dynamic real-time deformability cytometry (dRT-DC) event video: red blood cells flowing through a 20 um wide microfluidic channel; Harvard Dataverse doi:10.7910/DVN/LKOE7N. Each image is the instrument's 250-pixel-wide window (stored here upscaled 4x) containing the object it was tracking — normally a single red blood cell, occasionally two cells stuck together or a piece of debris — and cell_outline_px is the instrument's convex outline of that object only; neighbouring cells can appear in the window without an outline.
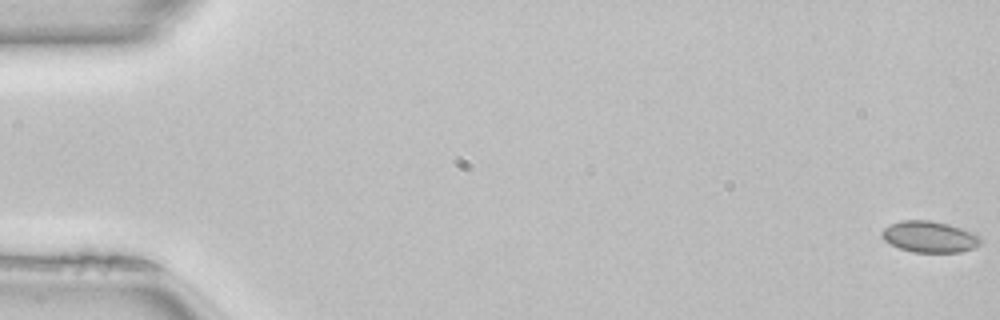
{"species": "common noctule bat (a hibernating species)", "species_latin": "Nyctalus noctula", "temperature_condition": "room temperature", "stored_images_in_passage": 51, "camera_frame_rate_fps": 3000, "um_per_image_px": 0.085, "animal": {"sex": "female", "body_mass_g": 22.7, "forearm_length_mm": 54.2}, "frame": {"image": 1, "passage_image": 1, "time_ms": 0.0, "image_size_px": [1000, 320], "cell_outline_px": [[984, 240], [980, 244], [972, 248], [960, 252], [912, 252], [900, 248], [884, 240], [880, 236], [880, 232], [888, 224], [900, 220], [928, 220], [948, 224], [972, 232], [980, 236]], "centroid_in_image_um": [78.99, 20.12], "position_along_channel_um": 6.0, "area_um2": 18.09}}
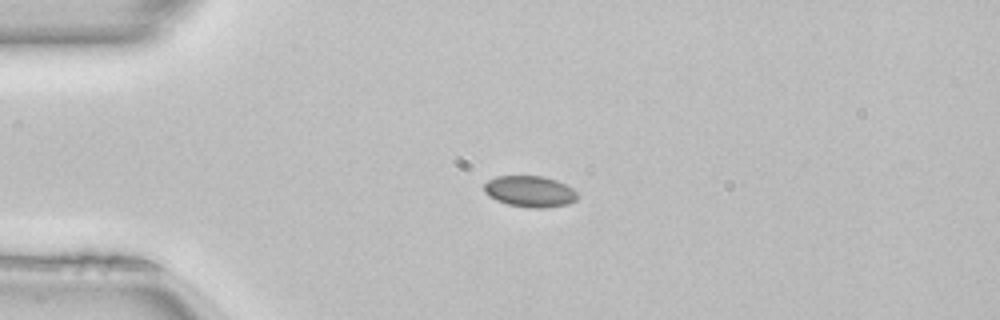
{"frame": {"image": 2, "passage_image": 13, "time_ms": 4.0, "image_size_px": [1000, 320], "cell_outline_px": [[576, 200], [568, 204], [544, 208], [528, 208], [508, 204], [496, 200], [488, 196], [484, 192], [484, 184], [488, 180], [496, 176], [544, 176], [556, 180], [572, 188], [576, 192]], "centroid_in_image_um": [45.01, 16.27], "position_along_channel_um": 40.0, "area_um2": 16.99}}
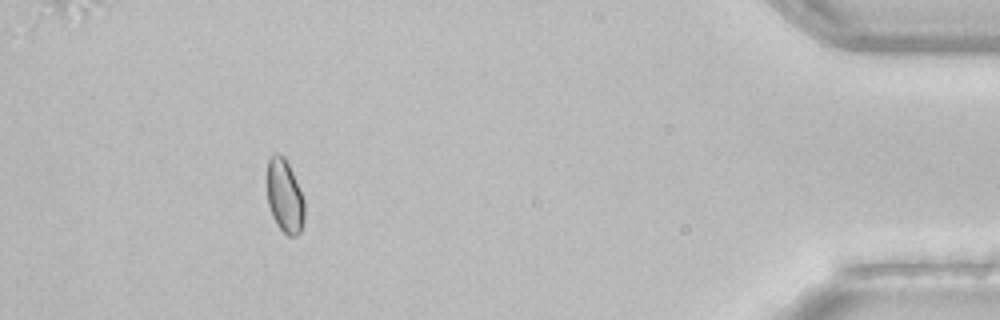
{"frame": {"image": 3, "passage_image": 47, "time_ms": 15.333, "image_size_px": [1000, 320], "cell_outline_px": [[304, 220], [300, 232], [296, 236], [288, 236], [276, 224], [272, 216], [268, 204], [268, 160], [276, 152], [280, 152], [284, 156], [292, 172], [304, 200]], "centroid_in_image_um": [24.2, 16.69], "position_along_channel_um": 411.0, "area_um2": 15.84}, "authors_computed_cell_mechanics": {"area_um2": 16.6464, "velocity_mm_per_s": 4.0624, "shape_relaxation_time_tau1_ms": null, "shape_relaxation_time_tau2_ms": 3.1136, "deformation_change_tau1": null, "deformation_change_tau2": 0.0519}}